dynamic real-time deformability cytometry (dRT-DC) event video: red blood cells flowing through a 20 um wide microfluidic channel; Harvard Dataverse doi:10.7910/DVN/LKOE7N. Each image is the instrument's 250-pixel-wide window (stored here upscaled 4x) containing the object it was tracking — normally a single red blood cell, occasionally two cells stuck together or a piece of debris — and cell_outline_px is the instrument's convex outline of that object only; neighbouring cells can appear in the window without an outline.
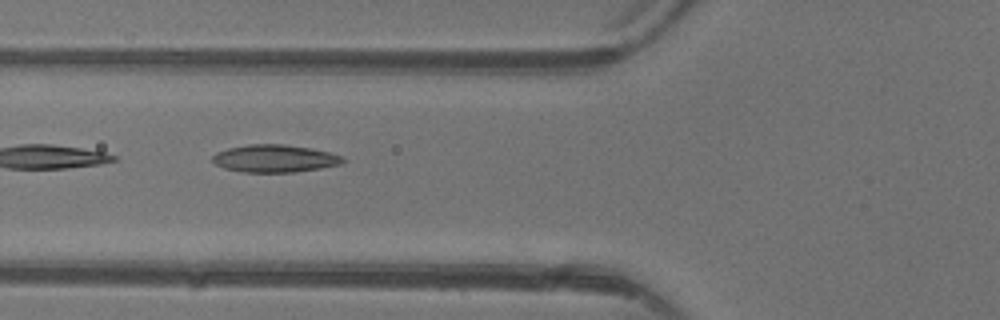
{"species": "common noctule bat (a hibernating species)", "species_latin": "Nyctalus noctula", "temperature_condition": "warm", "stored_images_in_passage": 6, "camera_frame_rate_fps": 3000, "um_per_image_px": 0.085, "animal": {"sex": "female"}, "frame": {"image": 1, "passage_image": 5, "time_ms": 5.667, "image_size_px": [1000, 320], "cell_outline_px": [[348, 160], [340, 164], [320, 168], [296, 172], [240, 172], [224, 168], [216, 164], [212, 160], [212, 156], [216, 152], [228, 148], [248, 144], [284, 144], [312, 148], [328, 152], [340, 156]], "centroid_in_image_um": [23.34, 13.47], "position_along_channel_um": 102.5, "area_um2": 20.98}}
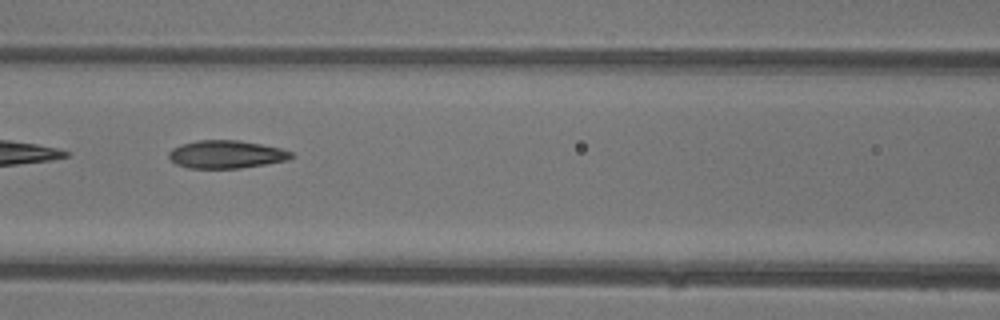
{"frame": {"image": 2, "passage_image": 6, "time_ms": 6.667, "image_size_px": [1000, 320], "cell_outline_px": [[296, 156], [288, 160], [240, 168], [188, 168], [176, 164], [168, 156], [168, 152], [172, 148], [180, 144], [196, 140], [240, 140], [280, 148], [292, 152]], "centroid_in_image_um": [19.22, 13.11], "position_along_channel_um": 147.4, "area_um2": 20.0}}